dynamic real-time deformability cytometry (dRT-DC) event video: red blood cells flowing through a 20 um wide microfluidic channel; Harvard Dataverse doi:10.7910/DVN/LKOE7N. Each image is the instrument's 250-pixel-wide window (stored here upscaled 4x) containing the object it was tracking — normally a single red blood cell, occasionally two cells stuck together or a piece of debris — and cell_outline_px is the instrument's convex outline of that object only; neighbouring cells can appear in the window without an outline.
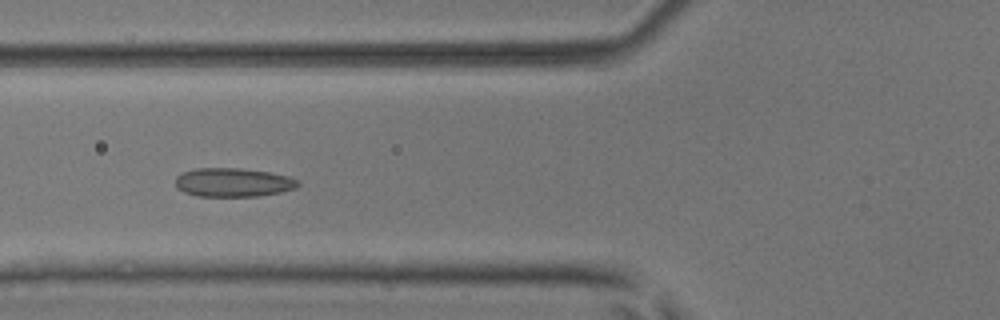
{"species": "common noctule bat (a hibernating species)", "species_latin": "Nyctalus noctula", "temperature_condition": "room temperature", "stored_images_in_passage": 38, "camera_frame_rate_fps": 3000, "um_per_image_px": 0.085, "animal": {"sex": "male", "body_mass_g": 17.9, "forearm_length_mm": 54.2}, "frame": {"image": 1, "passage_image": 6, "time_ms": 1.667, "image_size_px": [1000, 320], "cell_outline_px": [[300, 184], [296, 188], [280, 192], [256, 196], [196, 196], [184, 192], [176, 188], [176, 176], [184, 172], [196, 168], [240, 168], [268, 172], [288, 176], [300, 180]], "centroid_in_image_um": [19.82, 15.5], "position_along_channel_um": 106.0, "area_um2": 20.58}}
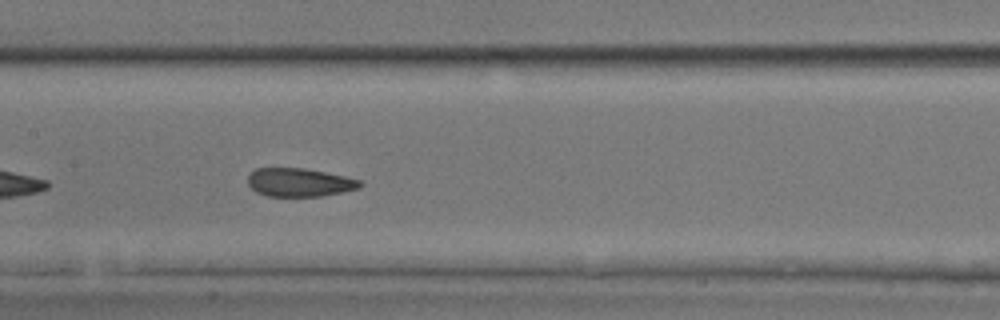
{"frame": {"image": 2, "passage_image": 12, "time_ms": 3.667, "image_size_px": [1000, 320], "cell_outline_px": [[364, 184], [360, 188], [320, 196], [268, 196], [256, 192], [248, 184], [248, 176], [256, 168], [304, 168], [344, 176], [360, 180]], "centroid_in_image_um": [25.45, 15.5], "position_along_channel_um": 182.0, "area_um2": 18.44}}
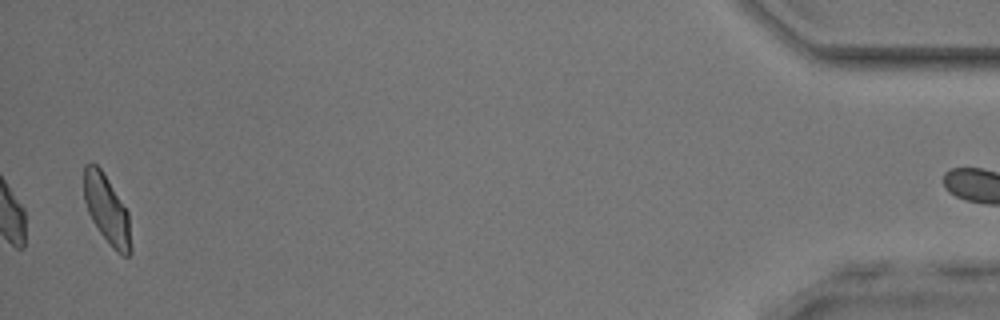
{"frame": {"image": 3, "passage_image": 38, "time_ms": 12.333, "image_size_px": [1000, 320], "cell_outline_px": [[132, 252], [128, 256], [124, 256], [116, 252], [112, 248], [100, 232], [92, 220], [88, 212], [84, 200], [84, 164], [96, 164], [100, 168], [108, 180], [128, 212], [132, 248]], "centroid_in_image_um": [9.09, 17.86], "position_along_channel_um": 426.1, "area_um2": 18.67}, "authors_computed_cell_mechanics": {"area_um2": 18.9006, "velocity_mm_per_s": 3.8068, "shape_relaxation_time_tau1_ms": 5.5248, "shape_relaxation_time_tau2_ms": 1.2495, "deformation_change_tau1": 0.1043, "deformation_change_tau2": 0.0694}}